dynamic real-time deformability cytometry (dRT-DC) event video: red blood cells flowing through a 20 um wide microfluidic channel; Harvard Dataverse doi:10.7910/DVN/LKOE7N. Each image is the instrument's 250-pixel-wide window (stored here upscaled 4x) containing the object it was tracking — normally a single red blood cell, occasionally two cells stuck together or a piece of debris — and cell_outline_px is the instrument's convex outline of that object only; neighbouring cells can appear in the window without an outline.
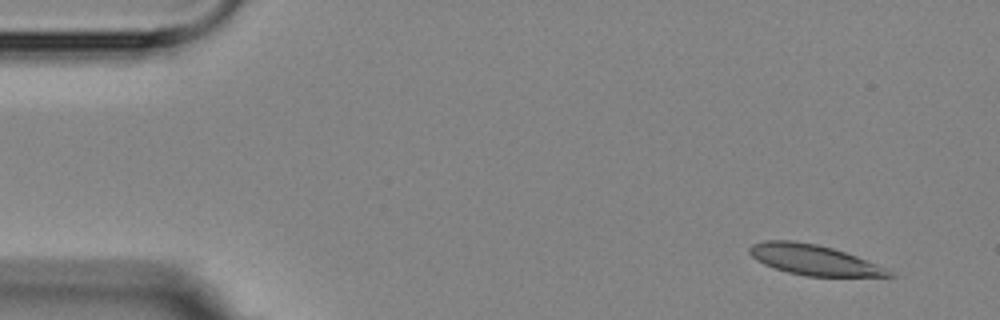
{"species": "Egyptian fruit bat (a non-hibernating species)", "species_latin": "Rousettus aegyptiacus", "temperature_condition": "room temperature", "stored_images_in_passage": 14, "camera_frame_rate_fps": 3000, "um_per_image_px": 0.085, "animal": {"sex": "female"}, "frame": {"image": 1, "passage_image": 1, "time_ms": 0.0, "image_size_px": [1000, 320], "cell_outline_px": [[896, 276], [804, 276], [788, 272], [764, 264], [756, 260], [748, 252], [748, 248], [752, 244], [764, 240], [792, 240], [816, 244], [832, 248], [856, 256], [876, 264], [884, 268]], "centroid_in_image_um": [69.09, 22.07], "position_along_channel_um": 15.9, "area_um2": 24.28}}
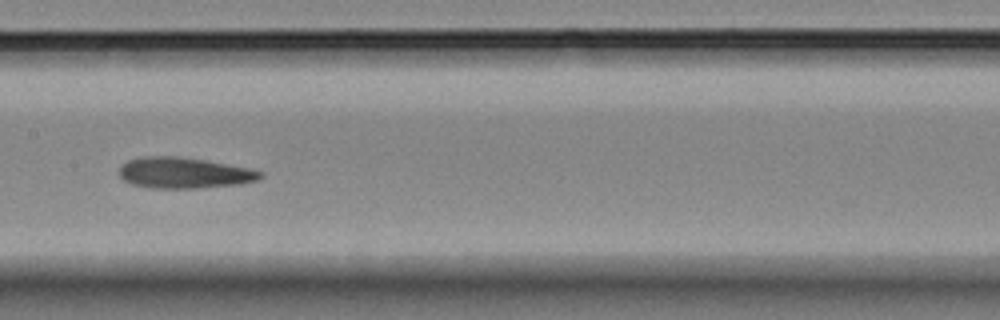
{"frame": {"image": 2, "passage_image": 7, "time_ms": 7.667, "image_size_px": [1000, 320], "cell_outline_px": [[264, 176], [256, 180], [240, 184], [200, 188], [152, 188], [132, 184], [124, 180], [120, 176], [120, 168], [128, 160], [144, 156], [180, 156], [204, 160], [248, 168], [264, 172]], "centroid_in_image_um": [15.66, 14.7], "position_along_channel_um": 191.7, "area_um2": 25.32}}
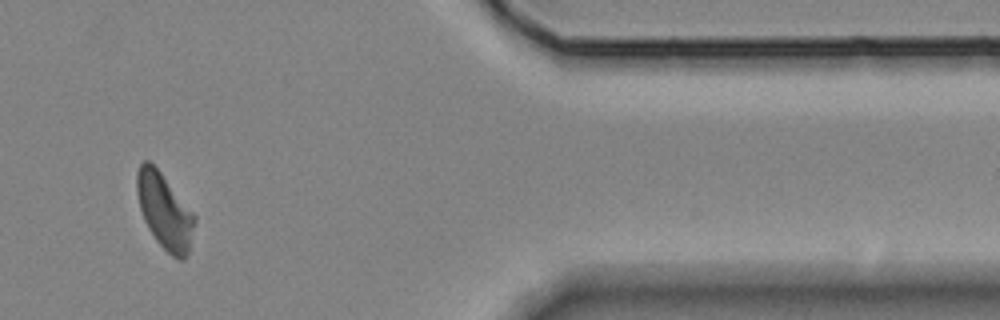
{"frame": {"image": 3, "passage_image": 12, "time_ms": 14.333, "image_size_px": [1000, 320], "cell_outline_px": [[196, 220], [188, 252], [184, 260], [180, 260], [172, 256], [156, 240], [148, 228], [144, 220], [140, 208], [136, 192], [136, 172], [140, 164], [144, 160], [148, 160], [160, 172], [196, 216]], "centroid_in_image_um": [13.98, 17.95], "position_along_channel_um": 397.4, "area_um2": 25.09}, "authors_computed_cell_mechanics": {"area_um2": 25.1719, "velocity_mm_per_s": 3.5997, "shape_relaxation_time_tau1_ms": 10.7893, "shape_relaxation_time_tau2_ms": 1.0116, "deformation_change_tau1": 0.2252, "deformation_change_tau2": 0.0868}}